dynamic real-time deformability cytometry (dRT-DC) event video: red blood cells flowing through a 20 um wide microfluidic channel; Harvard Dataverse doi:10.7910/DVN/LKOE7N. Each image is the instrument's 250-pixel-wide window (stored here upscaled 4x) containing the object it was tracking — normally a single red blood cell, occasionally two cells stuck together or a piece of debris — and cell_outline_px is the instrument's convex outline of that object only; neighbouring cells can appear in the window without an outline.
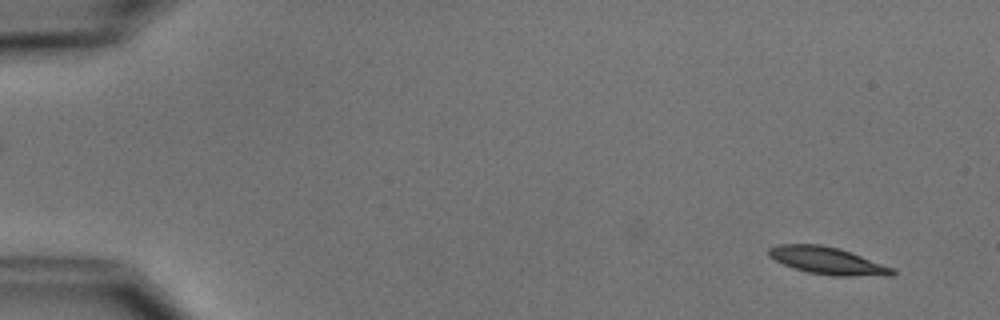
{"species": "common noctule bat (a hibernating species)", "species_latin": "Nyctalus noctula", "temperature_condition": "cold", "stored_images_in_passage": 6, "camera_frame_rate_fps": 3000, "um_per_image_px": 0.085, "animal": {"sex": "male", "body_mass_g": 15.6}, "frame": {"image": 1, "passage_image": 1, "time_ms": 0.0, "image_size_px": [1000, 320], "cell_outline_px": [[896, 272], [892, 276], [832, 276], [808, 272], [784, 264], [768, 256], [768, 248], [776, 244], [820, 244], [840, 248], [896, 268]], "centroid_in_image_um": [70.4, 22.16], "position_along_channel_um": 14.6, "area_um2": 19.88}}
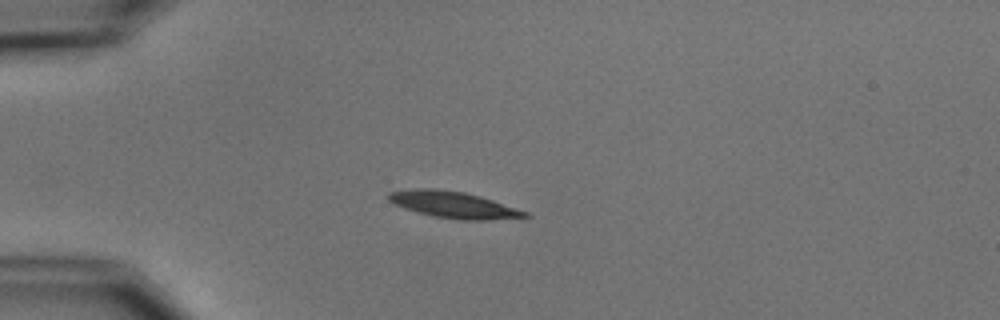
{"frame": {"image": 2, "passage_image": 4, "time_ms": 3.667, "image_size_px": [1000, 320], "cell_outline_px": [[532, 216], [488, 220], [460, 220], [432, 216], [416, 212], [392, 204], [388, 200], [388, 192], [416, 188], [436, 188], [464, 192], [480, 196], [528, 212]], "centroid_in_image_um": [38.51, 17.4], "position_along_channel_um": 46.5, "area_um2": 21.15}}